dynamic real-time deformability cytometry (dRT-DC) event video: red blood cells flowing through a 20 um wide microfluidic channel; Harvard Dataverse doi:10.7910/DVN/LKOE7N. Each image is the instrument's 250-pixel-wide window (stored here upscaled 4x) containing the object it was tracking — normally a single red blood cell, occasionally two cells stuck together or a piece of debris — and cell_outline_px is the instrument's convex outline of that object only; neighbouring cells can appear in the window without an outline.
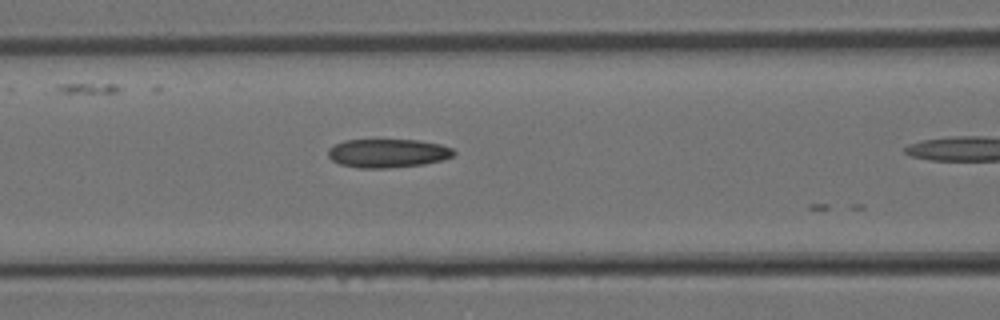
{"species": "Egyptian fruit bat (a non-hibernating species)", "species_latin": "Rousettus aegyptiacus", "temperature_condition": "room temperature", "stored_images_in_passage": 8, "camera_frame_rate_fps": 3000, "um_per_image_px": 0.085, "animal": {"sex": "female"}, "frame": {"image": 1, "passage_image": 7, "time_ms": 2.0, "image_size_px": [1000, 320], "cell_outline_px": [[456, 152], [452, 156], [440, 160], [424, 164], [388, 168], [360, 168], [340, 164], [332, 160], [328, 156], [328, 148], [344, 140], [420, 140], [440, 144], [452, 148]], "centroid_in_image_um": [32.95, 13.02], "position_along_channel_um": 133.7, "area_um2": 20.92}}